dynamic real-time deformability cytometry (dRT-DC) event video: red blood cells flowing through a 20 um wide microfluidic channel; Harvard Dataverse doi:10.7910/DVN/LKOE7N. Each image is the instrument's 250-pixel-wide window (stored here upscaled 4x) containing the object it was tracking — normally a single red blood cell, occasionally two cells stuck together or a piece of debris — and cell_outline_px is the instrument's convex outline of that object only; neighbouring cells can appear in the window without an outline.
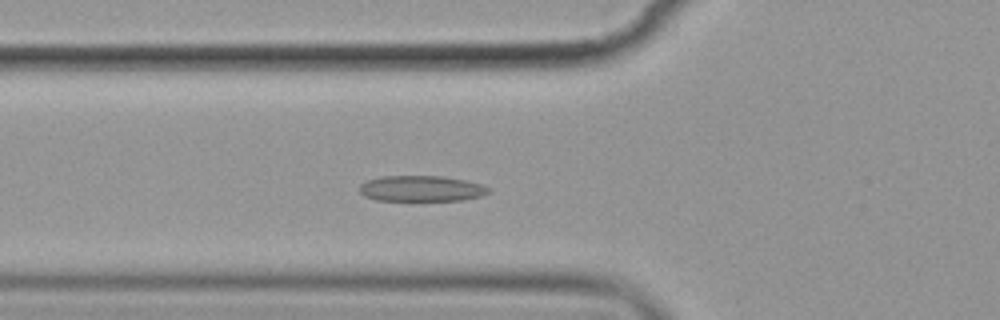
{"species": "common noctule bat (a hibernating species)", "species_latin": "Nyctalus noctula", "temperature_condition": "cold", "stored_images_in_passage": 6, "camera_frame_rate_fps": 3000, "um_per_image_px": 0.085, "animal": {"sex": "female", "body_mass_g": 19.9}, "frame": {"image": 1, "passage_image": 6, "time_ms": 6.0, "image_size_px": [1000, 320], "cell_outline_px": [[492, 188], [488, 192], [480, 196], [464, 200], [376, 200], [364, 196], [360, 192], [360, 184], [368, 180], [380, 176], [444, 176], [464, 180], [480, 184]], "centroid_in_image_um": [35.81, 16.02], "position_along_channel_um": 90.0, "area_um2": 19.31}}